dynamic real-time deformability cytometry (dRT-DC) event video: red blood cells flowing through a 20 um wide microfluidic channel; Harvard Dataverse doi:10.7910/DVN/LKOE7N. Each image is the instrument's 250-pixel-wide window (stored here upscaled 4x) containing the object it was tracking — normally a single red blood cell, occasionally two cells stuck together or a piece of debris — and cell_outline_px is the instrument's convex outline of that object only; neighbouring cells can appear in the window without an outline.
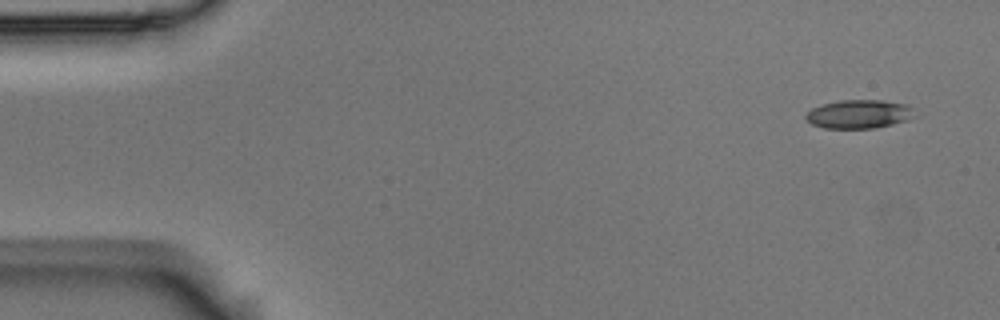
{"species": "Egyptian fruit bat (a non-hibernating species)", "species_latin": "Rousettus aegyptiacus", "temperature_condition": "room temperature", "stored_images_in_passage": 5, "camera_frame_rate_fps": 3000, "um_per_image_px": 0.085, "animal": {"sex": "male"}, "frame": {"image": 1, "passage_image": 1, "time_ms": 0.0, "image_size_px": [1000, 320], "cell_outline_px": [[912, 116], [904, 120], [892, 124], [876, 128], [824, 128], [812, 124], [804, 116], [812, 108], [820, 104], [840, 100], [884, 100], [908, 104], [912, 108]], "centroid_in_image_um": [72.97, 9.68], "position_along_channel_um": 12.0, "area_um2": 18.03}}
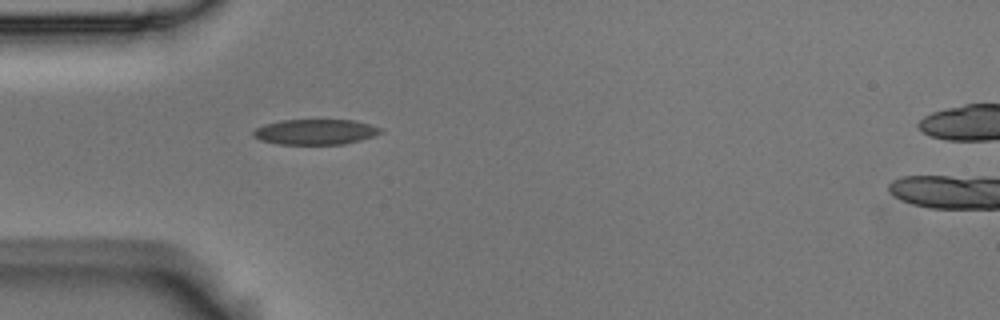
{"frame": {"image": 2, "passage_image": 4, "time_ms": 1.0, "image_size_px": [1000, 320], "cell_outline_px": [[384, 132], [360, 140], [344, 144], [280, 144], [260, 140], [252, 136], [252, 132], [256, 128], [264, 124], [280, 120], [356, 120], [384, 128]], "centroid_in_image_um": [26.83, 11.2], "position_along_channel_um": 58.2, "area_um2": 18.96}}